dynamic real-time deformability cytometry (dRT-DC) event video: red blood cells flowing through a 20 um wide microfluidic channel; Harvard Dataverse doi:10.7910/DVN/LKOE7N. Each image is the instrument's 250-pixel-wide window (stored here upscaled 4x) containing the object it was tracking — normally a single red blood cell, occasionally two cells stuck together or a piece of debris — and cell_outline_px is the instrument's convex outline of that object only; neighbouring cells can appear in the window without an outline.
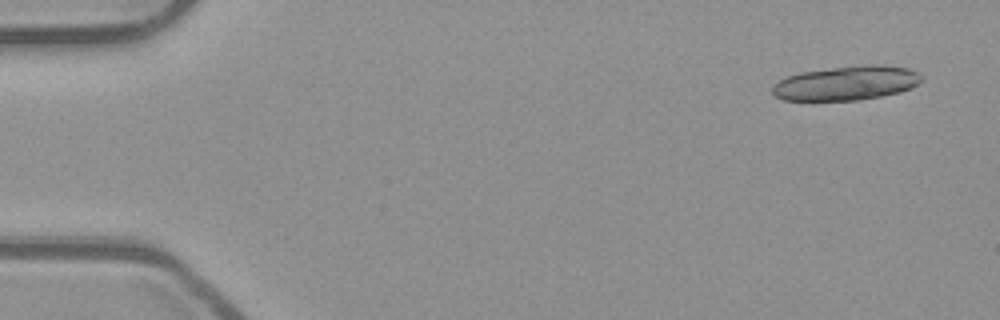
{"species": "common noctule bat (a hibernating species)", "species_latin": "Nyctalus noctula", "temperature_condition": "room temperature", "stored_images_in_passage": 21, "camera_frame_rate_fps": 3000, "um_per_image_px": 0.085, "animal": {"sex": "male", "body_mass_g": 23.1, "forearm_length_mm": 52.7}, "frame": {"image": 1, "passage_image": 3, "time_ms": 0.667, "image_size_px": [1000, 320], "cell_outline_px": [[924, 80], [912, 88], [900, 92], [860, 100], [784, 100], [776, 96], [772, 92], [772, 88], [780, 80], [788, 76], [800, 72], [832, 68], [880, 64], [908, 68], [920, 72], [924, 76]], "centroid_in_image_um": [72.02, 7.06], "position_along_channel_um": 13.0, "area_um2": 29.71}}